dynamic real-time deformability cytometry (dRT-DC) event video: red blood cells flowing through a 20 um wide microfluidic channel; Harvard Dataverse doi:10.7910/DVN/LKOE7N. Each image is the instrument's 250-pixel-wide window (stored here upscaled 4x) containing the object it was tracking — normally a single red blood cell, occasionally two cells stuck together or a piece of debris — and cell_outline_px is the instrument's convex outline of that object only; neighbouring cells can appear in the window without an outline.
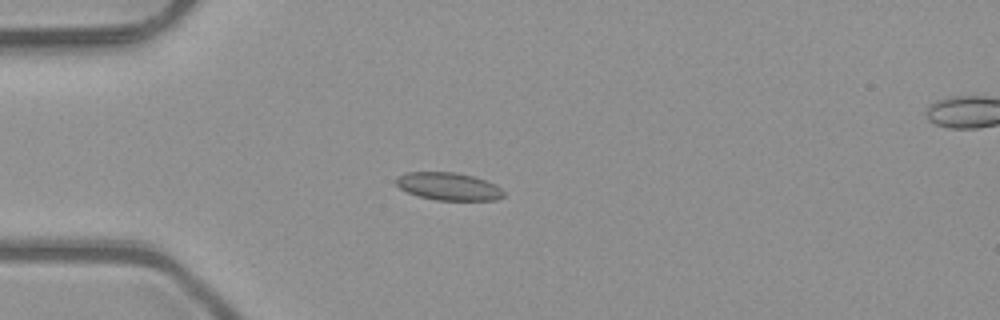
{"species": "common noctule bat (a hibernating species)", "species_latin": "Nyctalus noctula", "temperature_condition": "room temperature", "stored_images_in_passage": 5, "camera_frame_rate_fps": 3000, "um_per_image_px": 0.085, "animal": {"sex": "male", "body_mass_g": 23.1, "forearm_length_mm": 52.7}, "frame": {"image": 1, "passage_image": 4, "time_ms": 1.0, "image_size_px": [1000, 320], "cell_outline_px": [[504, 196], [496, 200], [436, 200], [416, 196], [400, 188], [396, 184], [396, 176], [408, 172], [456, 172], [472, 176], [484, 180], [500, 188], [504, 192]], "centroid_in_image_um": [38.08, 15.85], "position_along_channel_um": 46.9, "area_um2": 17.28}}